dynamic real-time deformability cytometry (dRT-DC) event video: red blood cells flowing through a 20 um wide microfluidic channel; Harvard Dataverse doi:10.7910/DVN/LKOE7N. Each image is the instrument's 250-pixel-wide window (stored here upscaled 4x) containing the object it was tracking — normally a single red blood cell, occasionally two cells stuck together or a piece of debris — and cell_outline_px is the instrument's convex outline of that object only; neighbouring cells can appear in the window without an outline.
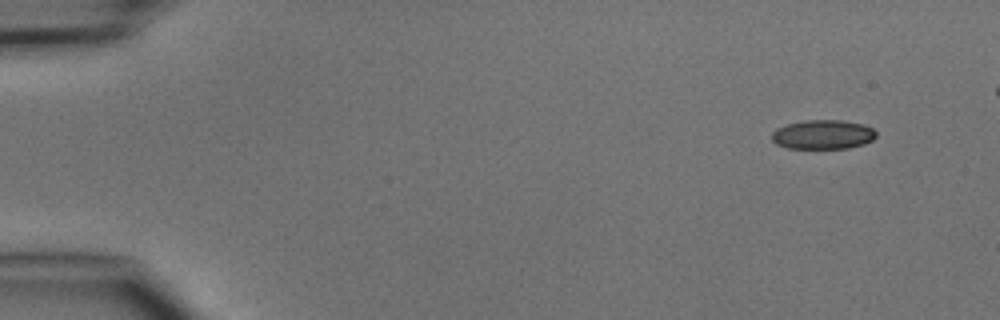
{"species": "common noctule bat (a hibernating species)", "species_latin": "Nyctalus noctula", "temperature_condition": "cold", "stored_images_in_passage": 5, "camera_frame_rate_fps": 3000, "um_per_image_px": 0.085, "animal": {"sex": "male", "body_mass_g": 15.6}, "frame": {"image": 1, "passage_image": 1, "time_ms": 0.0, "image_size_px": [1000, 320], "cell_outline_px": [[876, 136], [872, 140], [864, 144], [848, 148], [788, 148], [776, 144], [772, 140], [772, 132], [776, 128], [788, 124], [804, 120], [840, 120], [864, 124], [872, 128], [876, 132]], "centroid_in_image_um": [69.95, 11.43], "position_along_channel_um": 15.0, "area_um2": 17.8}}
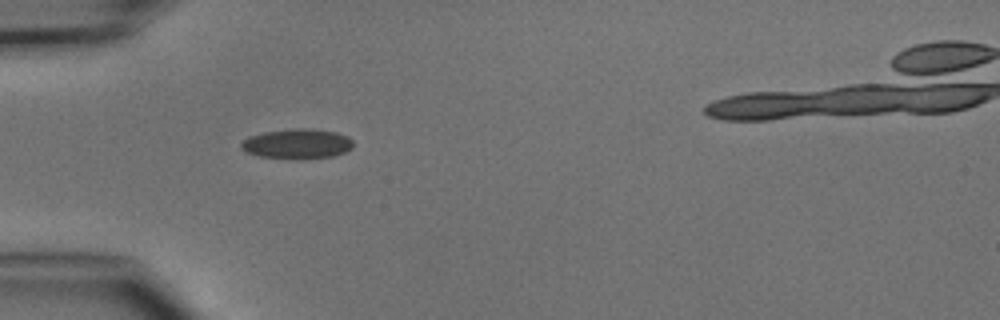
{"frame": {"image": 2, "passage_image": 4, "time_ms": 3.667, "image_size_px": [1000, 320], "cell_outline_px": [[352, 148], [344, 152], [332, 156], [304, 160], [300, 160], [260, 156], [248, 152], [240, 148], [240, 144], [248, 136], [264, 132], [296, 128], [312, 128], [336, 132], [348, 136], [352, 140]], "centroid_in_image_um": [25.27, 12.23], "position_along_channel_um": 59.7, "area_um2": 19.71}}